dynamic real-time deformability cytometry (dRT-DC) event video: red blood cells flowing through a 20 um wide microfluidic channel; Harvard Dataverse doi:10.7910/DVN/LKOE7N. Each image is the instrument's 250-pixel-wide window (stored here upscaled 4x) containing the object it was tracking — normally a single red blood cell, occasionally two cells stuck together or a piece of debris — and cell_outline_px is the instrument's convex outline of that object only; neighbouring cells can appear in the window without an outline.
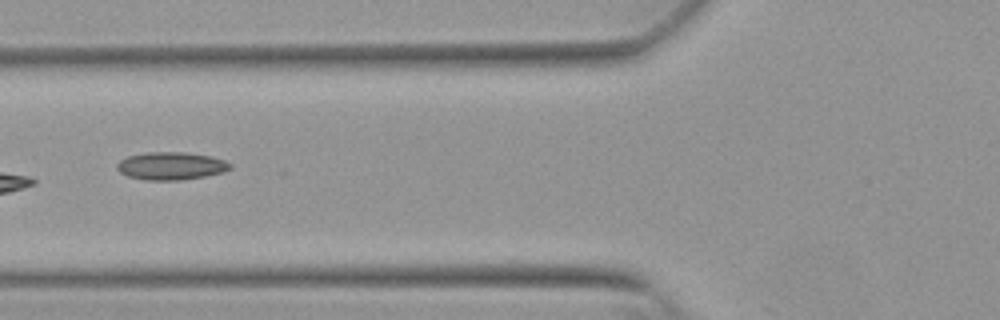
{"species": "Egyptian fruit bat (a non-hibernating species)", "species_latin": "Rousettus aegyptiacus", "temperature_condition": "warm", "stored_images_in_passage": 38, "camera_frame_rate_fps": 3000, "um_per_image_px": 0.085, "animal": {"sex": "female"}, "frame": {"image": 1, "passage_image": 6, "time_ms": 1.667, "image_size_px": [1000, 320], "cell_outline_px": [[232, 168], [224, 172], [204, 176], [180, 180], [144, 180], [128, 176], [120, 172], [116, 168], [116, 164], [120, 160], [128, 156], [148, 152], [184, 152], [212, 156], [224, 160], [232, 164]], "centroid_in_image_um": [14.55, 14.1], "position_along_channel_um": 111.3, "area_um2": 18.38}}
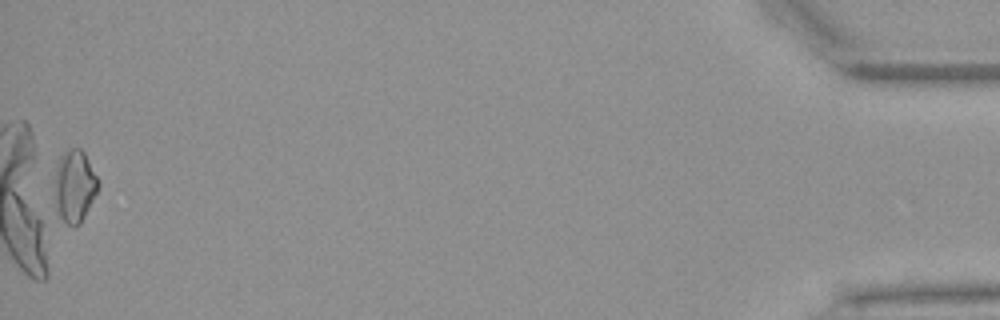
{"frame": {"image": 2, "passage_image": 38, "time_ms": 12.333, "image_size_px": [1000, 320], "cell_outline_px": [[100, 184], [80, 224], [68, 224], [56, 216], [56, 164], [60, 156], [64, 152], [72, 148], [80, 148], [84, 152], [100, 180]], "centroid_in_image_um": [6.35, 15.79], "position_along_channel_um": 428.9, "area_um2": 18.15}, "authors_computed_cell_mechanics": {"area_um2": 16.762, "velocity_mm_per_s": 3.8537, "shape_relaxation_time_tau1_ms": null, "shape_relaxation_time_tau2_ms": 4.5812, "deformation_change_tau1": null, "deformation_change_tau2": 0.124}}